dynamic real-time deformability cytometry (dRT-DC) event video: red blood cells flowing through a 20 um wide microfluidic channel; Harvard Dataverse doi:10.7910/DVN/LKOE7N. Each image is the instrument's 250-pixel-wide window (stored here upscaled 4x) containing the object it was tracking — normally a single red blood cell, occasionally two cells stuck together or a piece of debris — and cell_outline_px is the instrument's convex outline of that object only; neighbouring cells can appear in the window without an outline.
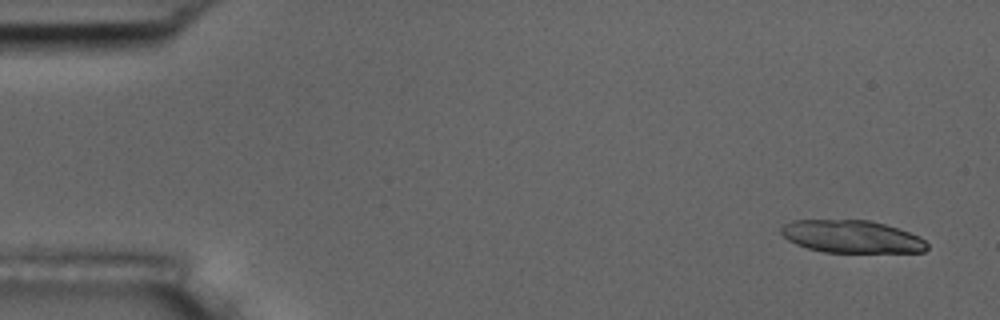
{"species": "common noctule bat (a hibernating species)", "species_latin": "Nyctalus noctula", "temperature_condition": "room temperature", "stored_images_in_passage": 55, "segment_of_instrument_passage": [1, 2], "camera_frame_rate_fps": 3000, "um_per_image_px": 0.085, "animal": {"sex": "male", "body_mass_g": 17.5, "forearm_length_mm": 52.3}, "frame": {"image": 1, "passage_image": 2, "time_ms": 0.333, "image_size_px": [1000, 320], "cell_outline_px": [[928, 248], [924, 252], [824, 252], [808, 248], [796, 244], [788, 240], [780, 232], [780, 228], [784, 224], [792, 220], [868, 220], [884, 224], [920, 236], [928, 244]], "centroid_in_image_um": [72.38, 20.11], "position_along_channel_um": 12.6, "area_um2": 27.63}}